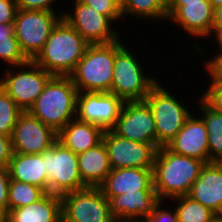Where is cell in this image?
<instances>
[{
	"mask_svg": "<svg viewBox=\"0 0 222 222\" xmlns=\"http://www.w3.org/2000/svg\"><path fill=\"white\" fill-rule=\"evenodd\" d=\"M203 160L173 153L166 146L157 149L153 166V186L160 200L188 195L199 177Z\"/></svg>",
	"mask_w": 222,
	"mask_h": 222,
	"instance_id": "1",
	"label": "cell"
},
{
	"mask_svg": "<svg viewBox=\"0 0 222 222\" xmlns=\"http://www.w3.org/2000/svg\"><path fill=\"white\" fill-rule=\"evenodd\" d=\"M88 45L89 43L62 18L32 61L53 76H69Z\"/></svg>",
	"mask_w": 222,
	"mask_h": 222,
	"instance_id": "2",
	"label": "cell"
},
{
	"mask_svg": "<svg viewBox=\"0 0 222 222\" xmlns=\"http://www.w3.org/2000/svg\"><path fill=\"white\" fill-rule=\"evenodd\" d=\"M78 93L69 76H53L27 112L58 133L76 118Z\"/></svg>",
	"mask_w": 222,
	"mask_h": 222,
	"instance_id": "3",
	"label": "cell"
},
{
	"mask_svg": "<svg viewBox=\"0 0 222 222\" xmlns=\"http://www.w3.org/2000/svg\"><path fill=\"white\" fill-rule=\"evenodd\" d=\"M124 44L119 39L107 44H89L69 75L78 92H110L116 51Z\"/></svg>",
	"mask_w": 222,
	"mask_h": 222,
	"instance_id": "4",
	"label": "cell"
},
{
	"mask_svg": "<svg viewBox=\"0 0 222 222\" xmlns=\"http://www.w3.org/2000/svg\"><path fill=\"white\" fill-rule=\"evenodd\" d=\"M123 44L115 53L113 79L110 93L124 101H144L150 89L158 82L156 77L144 72L142 61L136 53ZM139 61H138V60ZM146 73V75H145Z\"/></svg>",
	"mask_w": 222,
	"mask_h": 222,
	"instance_id": "5",
	"label": "cell"
},
{
	"mask_svg": "<svg viewBox=\"0 0 222 222\" xmlns=\"http://www.w3.org/2000/svg\"><path fill=\"white\" fill-rule=\"evenodd\" d=\"M158 81L144 101L150 107L156 127V144L166 146L181 130L192 114L165 86Z\"/></svg>",
	"mask_w": 222,
	"mask_h": 222,
	"instance_id": "6",
	"label": "cell"
},
{
	"mask_svg": "<svg viewBox=\"0 0 222 222\" xmlns=\"http://www.w3.org/2000/svg\"><path fill=\"white\" fill-rule=\"evenodd\" d=\"M47 174V193L63 195L87 188L82 182L78 157L58 140L41 153Z\"/></svg>",
	"mask_w": 222,
	"mask_h": 222,
	"instance_id": "7",
	"label": "cell"
},
{
	"mask_svg": "<svg viewBox=\"0 0 222 222\" xmlns=\"http://www.w3.org/2000/svg\"><path fill=\"white\" fill-rule=\"evenodd\" d=\"M5 68L7 70L0 77V86L24 112L30 109L53 77L31 60L26 64L13 66L16 71L11 67L8 69V66Z\"/></svg>",
	"mask_w": 222,
	"mask_h": 222,
	"instance_id": "8",
	"label": "cell"
},
{
	"mask_svg": "<svg viewBox=\"0 0 222 222\" xmlns=\"http://www.w3.org/2000/svg\"><path fill=\"white\" fill-rule=\"evenodd\" d=\"M45 10L18 9L14 20V35L24 55L33 60L41 51L63 13Z\"/></svg>",
	"mask_w": 222,
	"mask_h": 222,
	"instance_id": "9",
	"label": "cell"
},
{
	"mask_svg": "<svg viewBox=\"0 0 222 222\" xmlns=\"http://www.w3.org/2000/svg\"><path fill=\"white\" fill-rule=\"evenodd\" d=\"M64 222H116L99 187H87L61 195Z\"/></svg>",
	"mask_w": 222,
	"mask_h": 222,
	"instance_id": "10",
	"label": "cell"
},
{
	"mask_svg": "<svg viewBox=\"0 0 222 222\" xmlns=\"http://www.w3.org/2000/svg\"><path fill=\"white\" fill-rule=\"evenodd\" d=\"M72 2L73 11H62V18L89 44L113 43L122 38L121 32L112 28L114 22L108 16L100 14L93 7L79 0H72Z\"/></svg>",
	"mask_w": 222,
	"mask_h": 222,
	"instance_id": "11",
	"label": "cell"
},
{
	"mask_svg": "<svg viewBox=\"0 0 222 222\" xmlns=\"http://www.w3.org/2000/svg\"><path fill=\"white\" fill-rule=\"evenodd\" d=\"M102 140L107 148L111 169L153 168L157 148L122 138L112 130H105Z\"/></svg>",
	"mask_w": 222,
	"mask_h": 222,
	"instance_id": "12",
	"label": "cell"
},
{
	"mask_svg": "<svg viewBox=\"0 0 222 222\" xmlns=\"http://www.w3.org/2000/svg\"><path fill=\"white\" fill-rule=\"evenodd\" d=\"M125 101L110 92H81L77 96L76 119L111 130Z\"/></svg>",
	"mask_w": 222,
	"mask_h": 222,
	"instance_id": "13",
	"label": "cell"
},
{
	"mask_svg": "<svg viewBox=\"0 0 222 222\" xmlns=\"http://www.w3.org/2000/svg\"><path fill=\"white\" fill-rule=\"evenodd\" d=\"M111 130L122 138L151 143L159 148L156 144L154 117L145 101H125L120 116Z\"/></svg>",
	"mask_w": 222,
	"mask_h": 222,
	"instance_id": "14",
	"label": "cell"
},
{
	"mask_svg": "<svg viewBox=\"0 0 222 222\" xmlns=\"http://www.w3.org/2000/svg\"><path fill=\"white\" fill-rule=\"evenodd\" d=\"M11 138L14 153L41 154L53 146L58 133L26 111L19 116Z\"/></svg>",
	"mask_w": 222,
	"mask_h": 222,
	"instance_id": "15",
	"label": "cell"
},
{
	"mask_svg": "<svg viewBox=\"0 0 222 222\" xmlns=\"http://www.w3.org/2000/svg\"><path fill=\"white\" fill-rule=\"evenodd\" d=\"M167 21L171 24L174 22L188 36H193L196 40L207 39L211 37L214 8L208 0L185 3L182 7H168Z\"/></svg>",
	"mask_w": 222,
	"mask_h": 222,
	"instance_id": "16",
	"label": "cell"
},
{
	"mask_svg": "<svg viewBox=\"0 0 222 222\" xmlns=\"http://www.w3.org/2000/svg\"><path fill=\"white\" fill-rule=\"evenodd\" d=\"M105 197L116 222L142 221L161 201L155 190H137V192Z\"/></svg>",
	"mask_w": 222,
	"mask_h": 222,
	"instance_id": "17",
	"label": "cell"
},
{
	"mask_svg": "<svg viewBox=\"0 0 222 222\" xmlns=\"http://www.w3.org/2000/svg\"><path fill=\"white\" fill-rule=\"evenodd\" d=\"M166 147L175 154L209 163L208 133L202 117L192 113Z\"/></svg>",
	"mask_w": 222,
	"mask_h": 222,
	"instance_id": "18",
	"label": "cell"
},
{
	"mask_svg": "<svg viewBox=\"0 0 222 222\" xmlns=\"http://www.w3.org/2000/svg\"><path fill=\"white\" fill-rule=\"evenodd\" d=\"M187 196L222 215V163H206Z\"/></svg>",
	"mask_w": 222,
	"mask_h": 222,
	"instance_id": "19",
	"label": "cell"
},
{
	"mask_svg": "<svg viewBox=\"0 0 222 222\" xmlns=\"http://www.w3.org/2000/svg\"><path fill=\"white\" fill-rule=\"evenodd\" d=\"M99 188L104 196H118L137 190H154L153 168L111 169Z\"/></svg>",
	"mask_w": 222,
	"mask_h": 222,
	"instance_id": "20",
	"label": "cell"
},
{
	"mask_svg": "<svg viewBox=\"0 0 222 222\" xmlns=\"http://www.w3.org/2000/svg\"><path fill=\"white\" fill-rule=\"evenodd\" d=\"M7 222H61V196L46 193L38 201L8 212Z\"/></svg>",
	"mask_w": 222,
	"mask_h": 222,
	"instance_id": "21",
	"label": "cell"
},
{
	"mask_svg": "<svg viewBox=\"0 0 222 222\" xmlns=\"http://www.w3.org/2000/svg\"><path fill=\"white\" fill-rule=\"evenodd\" d=\"M103 133L104 130L100 126L75 118L58 132L57 140L79 154L98 145L102 141Z\"/></svg>",
	"mask_w": 222,
	"mask_h": 222,
	"instance_id": "22",
	"label": "cell"
},
{
	"mask_svg": "<svg viewBox=\"0 0 222 222\" xmlns=\"http://www.w3.org/2000/svg\"><path fill=\"white\" fill-rule=\"evenodd\" d=\"M82 182L87 187H99L111 172L108 151L103 140L93 148L77 154Z\"/></svg>",
	"mask_w": 222,
	"mask_h": 222,
	"instance_id": "23",
	"label": "cell"
},
{
	"mask_svg": "<svg viewBox=\"0 0 222 222\" xmlns=\"http://www.w3.org/2000/svg\"><path fill=\"white\" fill-rule=\"evenodd\" d=\"M8 168L10 179L38 186L47 193V174L41 154L13 153Z\"/></svg>",
	"mask_w": 222,
	"mask_h": 222,
	"instance_id": "24",
	"label": "cell"
},
{
	"mask_svg": "<svg viewBox=\"0 0 222 222\" xmlns=\"http://www.w3.org/2000/svg\"><path fill=\"white\" fill-rule=\"evenodd\" d=\"M198 103L208 133L209 163H222V113L215 111L200 96Z\"/></svg>",
	"mask_w": 222,
	"mask_h": 222,
	"instance_id": "25",
	"label": "cell"
},
{
	"mask_svg": "<svg viewBox=\"0 0 222 222\" xmlns=\"http://www.w3.org/2000/svg\"><path fill=\"white\" fill-rule=\"evenodd\" d=\"M121 13L124 18L131 16L151 23L153 20L167 22L168 4L164 0H123Z\"/></svg>",
	"mask_w": 222,
	"mask_h": 222,
	"instance_id": "26",
	"label": "cell"
},
{
	"mask_svg": "<svg viewBox=\"0 0 222 222\" xmlns=\"http://www.w3.org/2000/svg\"><path fill=\"white\" fill-rule=\"evenodd\" d=\"M0 60L9 67L26 64L30 60L24 55L14 35L13 24H0Z\"/></svg>",
	"mask_w": 222,
	"mask_h": 222,
	"instance_id": "27",
	"label": "cell"
},
{
	"mask_svg": "<svg viewBox=\"0 0 222 222\" xmlns=\"http://www.w3.org/2000/svg\"><path fill=\"white\" fill-rule=\"evenodd\" d=\"M170 200L178 203L175 206L178 222H212L217 217L212 210L187 195Z\"/></svg>",
	"mask_w": 222,
	"mask_h": 222,
	"instance_id": "28",
	"label": "cell"
},
{
	"mask_svg": "<svg viewBox=\"0 0 222 222\" xmlns=\"http://www.w3.org/2000/svg\"><path fill=\"white\" fill-rule=\"evenodd\" d=\"M45 194L46 192L38 186L10 179L8 186V212L34 203Z\"/></svg>",
	"mask_w": 222,
	"mask_h": 222,
	"instance_id": "29",
	"label": "cell"
},
{
	"mask_svg": "<svg viewBox=\"0 0 222 222\" xmlns=\"http://www.w3.org/2000/svg\"><path fill=\"white\" fill-rule=\"evenodd\" d=\"M23 112L0 86V133L12 136L16 122Z\"/></svg>",
	"mask_w": 222,
	"mask_h": 222,
	"instance_id": "30",
	"label": "cell"
},
{
	"mask_svg": "<svg viewBox=\"0 0 222 222\" xmlns=\"http://www.w3.org/2000/svg\"><path fill=\"white\" fill-rule=\"evenodd\" d=\"M80 2L93 7L100 14L108 16L113 22H121V3L118 0H79ZM121 20V21H120Z\"/></svg>",
	"mask_w": 222,
	"mask_h": 222,
	"instance_id": "31",
	"label": "cell"
},
{
	"mask_svg": "<svg viewBox=\"0 0 222 222\" xmlns=\"http://www.w3.org/2000/svg\"><path fill=\"white\" fill-rule=\"evenodd\" d=\"M163 200H161L154 208L153 212L146 215L142 222H178L177 213L173 209L164 208Z\"/></svg>",
	"mask_w": 222,
	"mask_h": 222,
	"instance_id": "32",
	"label": "cell"
},
{
	"mask_svg": "<svg viewBox=\"0 0 222 222\" xmlns=\"http://www.w3.org/2000/svg\"><path fill=\"white\" fill-rule=\"evenodd\" d=\"M10 182L9 168L0 165V219L8 215V186Z\"/></svg>",
	"mask_w": 222,
	"mask_h": 222,
	"instance_id": "33",
	"label": "cell"
},
{
	"mask_svg": "<svg viewBox=\"0 0 222 222\" xmlns=\"http://www.w3.org/2000/svg\"><path fill=\"white\" fill-rule=\"evenodd\" d=\"M207 90H205L200 97L215 111L222 113V84L210 83Z\"/></svg>",
	"mask_w": 222,
	"mask_h": 222,
	"instance_id": "34",
	"label": "cell"
},
{
	"mask_svg": "<svg viewBox=\"0 0 222 222\" xmlns=\"http://www.w3.org/2000/svg\"><path fill=\"white\" fill-rule=\"evenodd\" d=\"M210 58L204 60V63L202 64L205 68L204 71L207 72L208 75H210V83L222 84V54H215Z\"/></svg>",
	"mask_w": 222,
	"mask_h": 222,
	"instance_id": "35",
	"label": "cell"
},
{
	"mask_svg": "<svg viewBox=\"0 0 222 222\" xmlns=\"http://www.w3.org/2000/svg\"><path fill=\"white\" fill-rule=\"evenodd\" d=\"M62 0H16L18 9L23 10H45L55 12L53 3Z\"/></svg>",
	"mask_w": 222,
	"mask_h": 222,
	"instance_id": "36",
	"label": "cell"
},
{
	"mask_svg": "<svg viewBox=\"0 0 222 222\" xmlns=\"http://www.w3.org/2000/svg\"><path fill=\"white\" fill-rule=\"evenodd\" d=\"M17 10L16 0H0V24H14Z\"/></svg>",
	"mask_w": 222,
	"mask_h": 222,
	"instance_id": "37",
	"label": "cell"
},
{
	"mask_svg": "<svg viewBox=\"0 0 222 222\" xmlns=\"http://www.w3.org/2000/svg\"><path fill=\"white\" fill-rule=\"evenodd\" d=\"M13 153L11 136L0 133V165L8 167Z\"/></svg>",
	"mask_w": 222,
	"mask_h": 222,
	"instance_id": "38",
	"label": "cell"
},
{
	"mask_svg": "<svg viewBox=\"0 0 222 222\" xmlns=\"http://www.w3.org/2000/svg\"><path fill=\"white\" fill-rule=\"evenodd\" d=\"M220 34H222V5L214 9V21L211 31V35L212 37L214 36L215 39Z\"/></svg>",
	"mask_w": 222,
	"mask_h": 222,
	"instance_id": "39",
	"label": "cell"
},
{
	"mask_svg": "<svg viewBox=\"0 0 222 222\" xmlns=\"http://www.w3.org/2000/svg\"><path fill=\"white\" fill-rule=\"evenodd\" d=\"M201 0H171L168 3V7H182L185 6V3H194L200 2Z\"/></svg>",
	"mask_w": 222,
	"mask_h": 222,
	"instance_id": "40",
	"label": "cell"
},
{
	"mask_svg": "<svg viewBox=\"0 0 222 222\" xmlns=\"http://www.w3.org/2000/svg\"><path fill=\"white\" fill-rule=\"evenodd\" d=\"M217 44V48L219 51L216 52V54H222V34H220L217 38H216V41H215V44Z\"/></svg>",
	"mask_w": 222,
	"mask_h": 222,
	"instance_id": "41",
	"label": "cell"
},
{
	"mask_svg": "<svg viewBox=\"0 0 222 222\" xmlns=\"http://www.w3.org/2000/svg\"><path fill=\"white\" fill-rule=\"evenodd\" d=\"M208 1L214 9L222 5V0H208Z\"/></svg>",
	"mask_w": 222,
	"mask_h": 222,
	"instance_id": "42",
	"label": "cell"
},
{
	"mask_svg": "<svg viewBox=\"0 0 222 222\" xmlns=\"http://www.w3.org/2000/svg\"><path fill=\"white\" fill-rule=\"evenodd\" d=\"M212 222H222V215H217V217Z\"/></svg>",
	"mask_w": 222,
	"mask_h": 222,
	"instance_id": "43",
	"label": "cell"
},
{
	"mask_svg": "<svg viewBox=\"0 0 222 222\" xmlns=\"http://www.w3.org/2000/svg\"><path fill=\"white\" fill-rule=\"evenodd\" d=\"M0 222H7L5 219H0Z\"/></svg>",
	"mask_w": 222,
	"mask_h": 222,
	"instance_id": "44",
	"label": "cell"
},
{
	"mask_svg": "<svg viewBox=\"0 0 222 222\" xmlns=\"http://www.w3.org/2000/svg\"><path fill=\"white\" fill-rule=\"evenodd\" d=\"M167 4L171 1V0H164Z\"/></svg>",
	"mask_w": 222,
	"mask_h": 222,
	"instance_id": "45",
	"label": "cell"
}]
</instances>
